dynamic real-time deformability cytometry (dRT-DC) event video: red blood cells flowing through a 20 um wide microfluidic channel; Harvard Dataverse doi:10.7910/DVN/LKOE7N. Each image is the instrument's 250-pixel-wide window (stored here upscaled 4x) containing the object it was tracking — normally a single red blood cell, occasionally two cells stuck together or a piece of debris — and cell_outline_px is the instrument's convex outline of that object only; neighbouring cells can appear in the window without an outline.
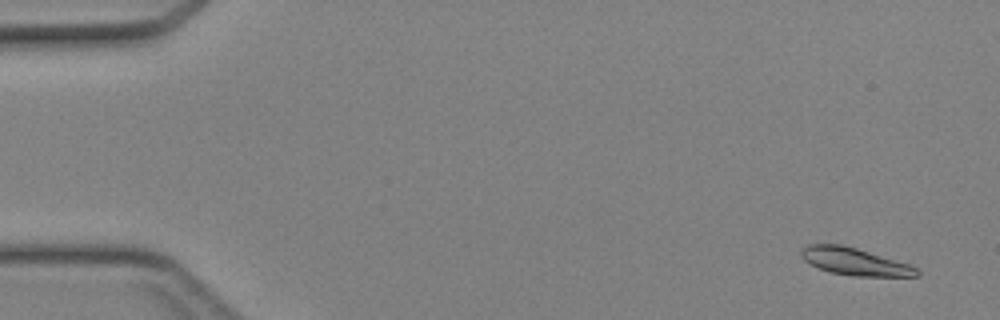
{"species": "Egyptian fruit bat (a non-hibernating species)", "species_latin": "Rousettus aegyptiacus", "temperature_condition": "cold", "stored_images_in_passage": 4, "camera_frame_rate_fps": 3000, "um_per_image_px": 0.085, "animal": {"sex": "female"}, "frame": {"image": 1, "passage_image": 1, "time_ms": 0.0, "image_size_px": [1000, 320], "cell_outline_px": [[920, 276], [852, 276], [832, 272], [820, 268], [804, 260], [800, 256], [800, 252], [808, 244], [840, 244], [856, 248], [908, 264], [916, 268], [920, 272]], "centroid_in_image_um": [72.64, 22.23], "position_along_channel_um": 12.4, "area_um2": 18.03}}
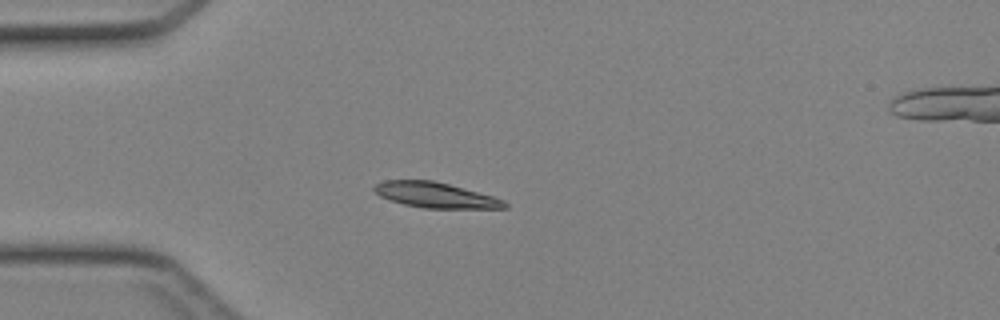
{"frame": {"image": 2, "passage_image": 3, "time_ms": 0.667, "image_size_px": [1000, 320], "cell_outline_px": [[508, 208], [424, 208], [404, 204], [380, 196], [372, 188], [376, 184], [384, 180], [432, 180], [448, 184], [492, 196], [504, 200], [508, 204]], "centroid_in_image_um": [37.01, 16.58], "position_along_channel_um": 48.0, "area_um2": 19.02}}